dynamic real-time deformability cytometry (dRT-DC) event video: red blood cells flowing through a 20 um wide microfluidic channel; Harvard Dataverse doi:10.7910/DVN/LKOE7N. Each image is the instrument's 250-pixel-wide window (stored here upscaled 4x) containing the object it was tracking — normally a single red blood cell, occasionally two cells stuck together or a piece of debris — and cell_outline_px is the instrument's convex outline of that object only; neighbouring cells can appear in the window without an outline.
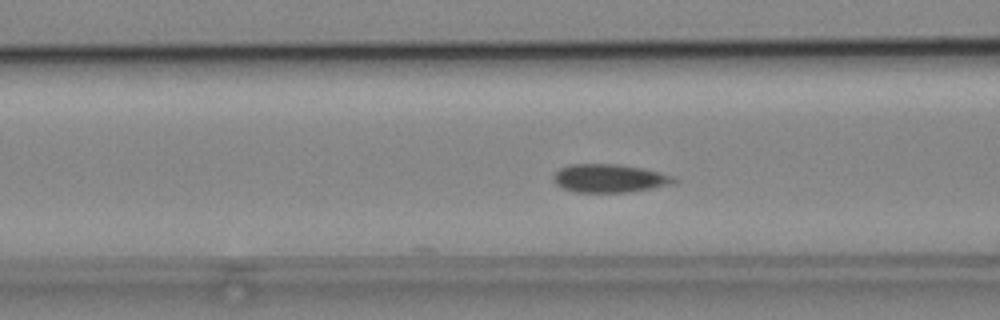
{"species": "common noctule bat (a hibernating species)", "species_latin": "Nyctalus noctula", "temperature_condition": "cold", "stored_images_in_passage": 4, "camera_frame_rate_fps": 3000, "um_per_image_px": 0.085, "animal": {"sex": "male", "body_mass_g": 19.2, "forearm_length_mm": 51.8}, "frame": {"image": 1, "passage_image": 4, "time_ms": 1.0, "image_size_px": [1000, 320], "cell_outline_px": [[680, 180], [676, 184], [628, 192], [576, 192], [564, 188], [556, 184], [552, 180], [552, 176], [560, 168], [568, 164], [616, 164], [644, 168], [660, 172], [672, 176]], "centroid_in_image_um": [51.83, 15.15], "position_along_channel_um": 114.8, "area_um2": 20.06}}